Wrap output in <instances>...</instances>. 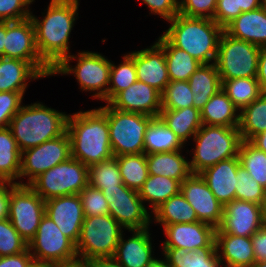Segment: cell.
<instances>
[{"label":"cell","mask_w":266,"mask_h":267,"mask_svg":"<svg viewBox=\"0 0 266 267\" xmlns=\"http://www.w3.org/2000/svg\"><path fill=\"white\" fill-rule=\"evenodd\" d=\"M4 57L31 63L44 77L53 70L41 59L35 42V29L30 17L19 21H6Z\"/></svg>","instance_id":"9a60e30c"},{"label":"cell","mask_w":266,"mask_h":267,"mask_svg":"<svg viewBox=\"0 0 266 267\" xmlns=\"http://www.w3.org/2000/svg\"><path fill=\"white\" fill-rule=\"evenodd\" d=\"M66 132L71 156L84 165L89 167L114 157L107 115L100 108L68 114Z\"/></svg>","instance_id":"7a4b0ae2"},{"label":"cell","mask_w":266,"mask_h":267,"mask_svg":"<svg viewBox=\"0 0 266 267\" xmlns=\"http://www.w3.org/2000/svg\"><path fill=\"white\" fill-rule=\"evenodd\" d=\"M151 14L159 15L167 21H171L179 13V0H142Z\"/></svg>","instance_id":"816d5d0a"},{"label":"cell","mask_w":266,"mask_h":267,"mask_svg":"<svg viewBox=\"0 0 266 267\" xmlns=\"http://www.w3.org/2000/svg\"><path fill=\"white\" fill-rule=\"evenodd\" d=\"M155 42L164 50L170 81H188L201 65L185 50L175 47L163 34Z\"/></svg>","instance_id":"f1b7e54d"},{"label":"cell","mask_w":266,"mask_h":267,"mask_svg":"<svg viewBox=\"0 0 266 267\" xmlns=\"http://www.w3.org/2000/svg\"><path fill=\"white\" fill-rule=\"evenodd\" d=\"M122 226L110 215L85 217L76 244L78 259L113 257L122 233Z\"/></svg>","instance_id":"52a82bcc"},{"label":"cell","mask_w":266,"mask_h":267,"mask_svg":"<svg viewBox=\"0 0 266 267\" xmlns=\"http://www.w3.org/2000/svg\"><path fill=\"white\" fill-rule=\"evenodd\" d=\"M235 188L236 200L248 201L264 206L266 189L253 179L242 166L238 167Z\"/></svg>","instance_id":"7bdbcfd3"},{"label":"cell","mask_w":266,"mask_h":267,"mask_svg":"<svg viewBox=\"0 0 266 267\" xmlns=\"http://www.w3.org/2000/svg\"><path fill=\"white\" fill-rule=\"evenodd\" d=\"M73 59L77 60L74 68L69 63ZM110 68L111 61L102 54L83 51L76 56L69 55L66 57L53 69L52 75L74 74L82 91H96L92 97L108 103Z\"/></svg>","instance_id":"ba28073f"},{"label":"cell","mask_w":266,"mask_h":267,"mask_svg":"<svg viewBox=\"0 0 266 267\" xmlns=\"http://www.w3.org/2000/svg\"><path fill=\"white\" fill-rule=\"evenodd\" d=\"M149 267H170L165 259H155Z\"/></svg>","instance_id":"be15d7a7"},{"label":"cell","mask_w":266,"mask_h":267,"mask_svg":"<svg viewBox=\"0 0 266 267\" xmlns=\"http://www.w3.org/2000/svg\"><path fill=\"white\" fill-rule=\"evenodd\" d=\"M181 183L173 178L160 175H149L139 190V196L144 202H149L153 212L171 196L180 192Z\"/></svg>","instance_id":"8d00e7d4"},{"label":"cell","mask_w":266,"mask_h":267,"mask_svg":"<svg viewBox=\"0 0 266 267\" xmlns=\"http://www.w3.org/2000/svg\"><path fill=\"white\" fill-rule=\"evenodd\" d=\"M109 208V214L123 227L129 230L149 228L152 217L139 192L126 185H117V188L101 189Z\"/></svg>","instance_id":"5bb4252c"},{"label":"cell","mask_w":266,"mask_h":267,"mask_svg":"<svg viewBox=\"0 0 266 267\" xmlns=\"http://www.w3.org/2000/svg\"><path fill=\"white\" fill-rule=\"evenodd\" d=\"M135 61L137 80L161 94L170 82L164 50L155 42L150 48L128 54Z\"/></svg>","instance_id":"44dd1931"},{"label":"cell","mask_w":266,"mask_h":267,"mask_svg":"<svg viewBox=\"0 0 266 267\" xmlns=\"http://www.w3.org/2000/svg\"><path fill=\"white\" fill-rule=\"evenodd\" d=\"M180 192L195 210L198 221L216 229L221 225L224 206L216 199L200 174H191L184 179Z\"/></svg>","instance_id":"2e32d148"},{"label":"cell","mask_w":266,"mask_h":267,"mask_svg":"<svg viewBox=\"0 0 266 267\" xmlns=\"http://www.w3.org/2000/svg\"><path fill=\"white\" fill-rule=\"evenodd\" d=\"M238 129L245 141L266 130V93L240 111Z\"/></svg>","instance_id":"d590c367"},{"label":"cell","mask_w":266,"mask_h":267,"mask_svg":"<svg viewBox=\"0 0 266 267\" xmlns=\"http://www.w3.org/2000/svg\"><path fill=\"white\" fill-rule=\"evenodd\" d=\"M44 76L29 62L15 58L0 57V92L25 93L28 79Z\"/></svg>","instance_id":"484cf974"},{"label":"cell","mask_w":266,"mask_h":267,"mask_svg":"<svg viewBox=\"0 0 266 267\" xmlns=\"http://www.w3.org/2000/svg\"><path fill=\"white\" fill-rule=\"evenodd\" d=\"M87 264L88 267H122L113 257L94 258Z\"/></svg>","instance_id":"6f0895ef"},{"label":"cell","mask_w":266,"mask_h":267,"mask_svg":"<svg viewBox=\"0 0 266 267\" xmlns=\"http://www.w3.org/2000/svg\"><path fill=\"white\" fill-rule=\"evenodd\" d=\"M200 113L202 124L226 127L239 126L238 109L222 88L210 98Z\"/></svg>","instance_id":"f546056e"},{"label":"cell","mask_w":266,"mask_h":267,"mask_svg":"<svg viewBox=\"0 0 266 267\" xmlns=\"http://www.w3.org/2000/svg\"><path fill=\"white\" fill-rule=\"evenodd\" d=\"M152 213L155 216L154 220L163 227L165 225L194 223L198 221L195 210L181 192L171 196Z\"/></svg>","instance_id":"e575fe53"},{"label":"cell","mask_w":266,"mask_h":267,"mask_svg":"<svg viewBox=\"0 0 266 267\" xmlns=\"http://www.w3.org/2000/svg\"><path fill=\"white\" fill-rule=\"evenodd\" d=\"M159 118L180 140L186 144L201 128V113L197 108L186 107L179 110L162 109Z\"/></svg>","instance_id":"1f68e13d"},{"label":"cell","mask_w":266,"mask_h":267,"mask_svg":"<svg viewBox=\"0 0 266 267\" xmlns=\"http://www.w3.org/2000/svg\"><path fill=\"white\" fill-rule=\"evenodd\" d=\"M164 259L170 267H223L216 251V243L201 250L163 248Z\"/></svg>","instance_id":"4dcf8cb0"},{"label":"cell","mask_w":266,"mask_h":267,"mask_svg":"<svg viewBox=\"0 0 266 267\" xmlns=\"http://www.w3.org/2000/svg\"><path fill=\"white\" fill-rule=\"evenodd\" d=\"M255 261L266 260V224L259 228L252 236Z\"/></svg>","instance_id":"db71d44e"},{"label":"cell","mask_w":266,"mask_h":267,"mask_svg":"<svg viewBox=\"0 0 266 267\" xmlns=\"http://www.w3.org/2000/svg\"><path fill=\"white\" fill-rule=\"evenodd\" d=\"M250 142L266 153V130L254 136Z\"/></svg>","instance_id":"91938a15"},{"label":"cell","mask_w":266,"mask_h":267,"mask_svg":"<svg viewBox=\"0 0 266 267\" xmlns=\"http://www.w3.org/2000/svg\"><path fill=\"white\" fill-rule=\"evenodd\" d=\"M34 0H0V21H19L31 15L29 5Z\"/></svg>","instance_id":"681fc988"},{"label":"cell","mask_w":266,"mask_h":267,"mask_svg":"<svg viewBox=\"0 0 266 267\" xmlns=\"http://www.w3.org/2000/svg\"><path fill=\"white\" fill-rule=\"evenodd\" d=\"M6 21H0V57H4Z\"/></svg>","instance_id":"94428289"},{"label":"cell","mask_w":266,"mask_h":267,"mask_svg":"<svg viewBox=\"0 0 266 267\" xmlns=\"http://www.w3.org/2000/svg\"><path fill=\"white\" fill-rule=\"evenodd\" d=\"M250 267H266V260L255 261Z\"/></svg>","instance_id":"e7e4bbea"},{"label":"cell","mask_w":266,"mask_h":267,"mask_svg":"<svg viewBox=\"0 0 266 267\" xmlns=\"http://www.w3.org/2000/svg\"><path fill=\"white\" fill-rule=\"evenodd\" d=\"M45 215V200L29 185L10 183L8 219L27 243Z\"/></svg>","instance_id":"7c38bea8"},{"label":"cell","mask_w":266,"mask_h":267,"mask_svg":"<svg viewBox=\"0 0 266 267\" xmlns=\"http://www.w3.org/2000/svg\"><path fill=\"white\" fill-rule=\"evenodd\" d=\"M115 158L118 161L123 184L139 192L149 176L146 154H125Z\"/></svg>","instance_id":"74e56055"},{"label":"cell","mask_w":266,"mask_h":267,"mask_svg":"<svg viewBox=\"0 0 266 267\" xmlns=\"http://www.w3.org/2000/svg\"><path fill=\"white\" fill-rule=\"evenodd\" d=\"M85 217L109 214L108 202L101 190L89 184L79 193Z\"/></svg>","instance_id":"bcb514c9"},{"label":"cell","mask_w":266,"mask_h":267,"mask_svg":"<svg viewBox=\"0 0 266 267\" xmlns=\"http://www.w3.org/2000/svg\"><path fill=\"white\" fill-rule=\"evenodd\" d=\"M224 31L233 38L266 47V11L259 7L243 12Z\"/></svg>","instance_id":"d4e9b609"},{"label":"cell","mask_w":266,"mask_h":267,"mask_svg":"<svg viewBox=\"0 0 266 267\" xmlns=\"http://www.w3.org/2000/svg\"><path fill=\"white\" fill-rule=\"evenodd\" d=\"M192 139L196 144L192 161H189L192 174H199L220 161L238 157L242 141L238 127L205 124Z\"/></svg>","instance_id":"5b68a950"},{"label":"cell","mask_w":266,"mask_h":267,"mask_svg":"<svg viewBox=\"0 0 266 267\" xmlns=\"http://www.w3.org/2000/svg\"><path fill=\"white\" fill-rule=\"evenodd\" d=\"M242 13L238 0H217L213 20L223 29Z\"/></svg>","instance_id":"f907efd6"},{"label":"cell","mask_w":266,"mask_h":267,"mask_svg":"<svg viewBox=\"0 0 266 267\" xmlns=\"http://www.w3.org/2000/svg\"><path fill=\"white\" fill-rule=\"evenodd\" d=\"M21 156L18 144L12 136L11 130L0 128V179L4 182L16 184L21 171Z\"/></svg>","instance_id":"836d02e7"},{"label":"cell","mask_w":266,"mask_h":267,"mask_svg":"<svg viewBox=\"0 0 266 267\" xmlns=\"http://www.w3.org/2000/svg\"><path fill=\"white\" fill-rule=\"evenodd\" d=\"M260 7L266 11V0H260Z\"/></svg>","instance_id":"03108f58"},{"label":"cell","mask_w":266,"mask_h":267,"mask_svg":"<svg viewBox=\"0 0 266 267\" xmlns=\"http://www.w3.org/2000/svg\"><path fill=\"white\" fill-rule=\"evenodd\" d=\"M45 214L75 245L85 218L79 194L51 198L45 201Z\"/></svg>","instance_id":"ac0fdd59"},{"label":"cell","mask_w":266,"mask_h":267,"mask_svg":"<svg viewBox=\"0 0 266 267\" xmlns=\"http://www.w3.org/2000/svg\"><path fill=\"white\" fill-rule=\"evenodd\" d=\"M217 0H179V13L188 17L213 19Z\"/></svg>","instance_id":"7dc6e473"},{"label":"cell","mask_w":266,"mask_h":267,"mask_svg":"<svg viewBox=\"0 0 266 267\" xmlns=\"http://www.w3.org/2000/svg\"><path fill=\"white\" fill-rule=\"evenodd\" d=\"M168 22L171 25L163 35L175 47L185 50L201 64L215 63L224 29L213 19L188 17L178 13Z\"/></svg>","instance_id":"3957f363"},{"label":"cell","mask_w":266,"mask_h":267,"mask_svg":"<svg viewBox=\"0 0 266 267\" xmlns=\"http://www.w3.org/2000/svg\"><path fill=\"white\" fill-rule=\"evenodd\" d=\"M178 151L146 154L149 175H160L178 180L180 183L192 172L189 161Z\"/></svg>","instance_id":"4316f807"},{"label":"cell","mask_w":266,"mask_h":267,"mask_svg":"<svg viewBox=\"0 0 266 267\" xmlns=\"http://www.w3.org/2000/svg\"><path fill=\"white\" fill-rule=\"evenodd\" d=\"M65 112L41 103L22 105L8 128L21 152L63 135L67 128Z\"/></svg>","instance_id":"277c9868"},{"label":"cell","mask_w":266,"mask_h":267,"mask_svg":"<svg viewBox=\"0 0 266 267\" xmlns=\"http://www.w3.org/2000/svg\"><path fill=\"white\" fill-rule=\"evenodd\" d=\"M260 7V0H238V8L242 13L255 10Z\"/></svg>","instance_id":"680465c9"},{"label":"cell","mask_w":266,"mask_h":267,"mask_svg":"<svg viewBox=\"0 0 266 267\" xmlns=\"http://www.w3.org/2000/svg\"><path fill=\"white\" fill-rule=\"evenodd\" d=\"M89 185L99 190L117 188L124 185L115 157L89 166Z\"/></svg>","instance_id":"60d3db41"},{"label":"cell","mask_w":266,"mask_h":267,"mask_svg":"<svg viewBox=\"0 0 266 267\" xmlns=\"http://www.w3.org/2000/svg\"><path fill=\"white\" fill-rule=\"evenodd\" d=\"M257 80L261 91L266 93V47H261L259 53Z\"/></svg>","instance_id":"11a10c76"},{"label":"cell","mask_w":266,"mask_h":267,"mask_svg":"<svg viewBox=\"0 0 266 267\" xmlns=\"http://www.w3.org/2000/svg\"><path fill=\"white\" fill-rule=\"evenodd\" d=\"M188 83L193 92V107L199 110L222 88L215 63L201 64L190 76Z\"/></svg>","instance_id":"83f0119b"},{"label":"cell","mask_w":266,"mask_h":267,"mask_svg":"<svg viewBox=\"0 0 266 267\" xmlns=\"http://www.w3.org/2000/svg\"><path fill=\"white\" fill-rule=\"evenodd\" d=\"M238 158L249 175L266 189V153L250 141H241Z\"/></svg>","instance_id":"ab89813d"},{"label":"cell","mask_w":266,"mask_h":267,"mask_svg":"<svg viewBox=\"0 0 266 267\" xmlns=\"http://www.w3.org/2000/svg\"><path fill=\"white\" fill-rule=\"evenodd\" d=\"M34 259L29 249L20 254L0 257V267H30Z\"/></svg>","instance_id":"f5cc1de1"},{"label":"cell","mask_w":266,"mask_h":267,"mask_svg":"<svg viewBox=\"0 0 266 267\" xmlns=\"http://www.w3.org/2000/svg\"><path fill=\"white\" fill-rule=\"evenodd\" d=\"M261 47L222 32L215 60L220 79L257 78Z\"/></svg>","instance_id":"30bf717a"},{"label":"cell","mask_w":266,"mask_h":267,"mask_svg":"<svg viewBox=\"0 0 266 267\" xmlns=\"http://www.w3.org/2000/svg\"><path fill=\"white\" fill-rule=\"evenodd\" d=\"M28 249L34 262L47 267L78 259L76 245L46 214L39 224L37 233L28 242Z\"/></svg>","instance_id":"8fae6325"},{"label":"cell","mask_w":266,"mask_h":267,"mask_svg":"<svg viewBox=\"0 0 266 267\" xmlns=\"http://www.w3.org/2000/svg\"><path fill=\"white\" fill-rule=\"evenodd\" d=\"M131 232L133 235L127 240H124L122 233L113 258L122 267H149L156 259L152 256V238L149 229L131 230Z\"/></svg>","instance_id":"7402d4cb"},{"label":"cell","mask_w":266,"mask_h":267,"mask_svg":"<svg viewBox=\"0 0 266 267\" xmlns=\"http://www.w3.org/2000/svg\"><path fill=\"white\" fill-rule=\"evenodd\" d=\"M215 243L224 267H250L255 262L251 237L215 233Z\"/></svg>","instance_id":"cb8c5ba5"},{"label":"cell","mask_w":266,"mask_h":267,"mask_svg":"<svg viewBox=\"0 0 266 267\" xmlns=\"http://www.w3.org/2000/svg\"><path fill=\"white\" fill-rule=\"evenodd\" d=\"M183 147L184 143L159 117L151 121L144 136L145 154L178 151Z\"/></svg>","instance_id":"d6a6232c"},{"label":"cell","mask_w":266,"mask_h":267,"mask_svg":"<svg viewBox=\"0 0 266 267\" xmlns=\"http://www.w3.org/2000/svg\"><path fill=\"white\" fill-rule=\"evenodd\" d=\"M161 97L162 109L179 110L193 106V92L188 81H170Z\"/></svg>","instance_id":"ee69618b"},{"label":"cell","mask_w":266,"mask_h":267,"mask_svg":"<svg viewBox=\"0 0 266 267\" xmlns=\"http://www.w3.org/2000/svg\"><path fill=\"white\" fill-rule=\"evenodd\" d=\"M239 166V158L233 157L220 161L199 173L223 206L235 199L236 175Z\"/></svg>","instance_id":"603a6c76"},{"label":"cell","mask_w":266,"mask_h":267,"mask_svg":"<svg viewBox=\"0 0 266 267\" xmlns=\"http://www.w3.org/2000/svg\"><path fill=\"white\" fill-rule=\"evenodd\" d=\"M78 6L79 0H51L42 20L30 15L37 51L52 70L71 54L68 42L78 17Z\"/></svg>","instance_id":"6da1fadb"},{"label":"cell","mask_w":266,"mask_h":267,"mask_svg":"<svg viewBox=\"0 0 266 267\" xmlns=\"http://www.w3.org/2000/svg\"><path fill=\"white\" fill-rule=\"evenodd\" d=\"M10 183H0V219L8 218Z\"/></svg>","instance_id":"9f6ffc18"},{"label":"cell","mask_w":266,"mask_h":267,"mask_svg":"<svg viewBox=\"0 0 266 267\" xmlns=\"http://www.w3.org/2000/svg\"><path fill=\"white\" fill-rule=\"evenodd\" d=\"M100 109L107 115L109 138L114 157L144 153V136L155 118L112 108L108 103Z\"/></svg>","instance_id":"8992f818"},{"label":"cell","mask_w":266,"mask_h":267,"mask_svg":"<svg viewBox=\"0 0 266 267\" xmlns=\"http://www.w3.org/2000/svg\"><path fill=\"white\" fill-rule=\"evenodd\" d=\"M49 267H88V264L85 260H80L77 259L72 262H67V263H61V264H54Z\"/></svg>","instance_id":"6125c7cd"},{"label":"cell","mask_w":266,"mask_h":267,"mask_svg":"<svg viewBox=\"0 0 266 267\" xmlns=\"http://www.w3.org/2000/svg\"><path fill=\"white\" fill-rule=\"evenodd\" d=\"M137 81L135 61L128 55H124L123 62L119 65L112 64L110 68L108 103L121 91L125 90Z\"/></svg>","instance_id":"b9f144b4"},{"label":"cell","mask_w":266,"mask_h":267,"mask_svg":"<svg viewBox=\"0 0 266 267\" xmlns=\"http://www.w3.org/2000/svg\"><path fill=\"white\" fill-rule=\"evenodd\" d=\"M27 249V241L20 236L10 220L0 219V257L20 254Z\"/></svg>","instance_id":"f6af8a7d"},{"label":"cell","mask_w":266,"mask_h":267,"mask_svg":"<svg viewBox=\"0 0 266 267\" xmlns=\"http://www.w3.org/2000/svg\"><path fill=\"white\" fill-rule=\"evenodd\" d=\"M30 267H47L34 262Z\"/></svg>","instance_id":"a7ac6f4b"},{"label":"cell","mask_w":266,"mask_h":267,"mask_svg":"<svg viewBox=\"0 0 266 267\" xmlns=\"http://www.w3.org/2000/svg\"><path fill=\"white\" fill-rule=\"evenodd\" d=\"M23 96L21 92H0V128L9 126L11 119L22 107Z\"/></svg>","instance_id":"c3c4849f"},{"label":"cell","mask_w":266,"mask_h":267,"mask_svg":"<svg viewBox=\"0 0 266 267\" xmlns=\"http://www.w3.org/2000/svg\"><path fill=\"white\" fill-rule=\"evenodd\" d=\"M89 167L72 156L40 174L29 186L45 201L79 194L89 184Z\"/></svg>","instance_id":"9c48e42d"},{"label":"cell","mask_w":266,"mask_h":267,"mask_svg":"<svg viewBox=\"0 0 266 267\" xmlns=\"http://www.w3.org/2000/svg\"><path fill=\"white\" fill-rule=\"evenodd\" d=\"M221 82L222 90L239 112L263 93L257 78L221 79Z\"/></svg>","instance_id":"f35d334b"},{"label":"cell","mask_w":266,"mask_h":267,"mask_svg":"<svg viewBox=\"0 0 266 267\" xmlns=\"http://www.w3.org/2000/svg\"><path fill=\"white\" fill-rule=\"evenodd\" d=\"M70 157L71 142L67 132L36 147L26 149L21 156L19 179L27 176L28 183L18 181L16 184L29 185L40 174Z\"/></svg>","instance_id":"4fadbf2b"},{"label":"cell","mask_w":266,"mask_h":267,"mask_svg":"<svg viewBox=\"0 0 266 267\" xmlns=\"http://www.w3.org/2000/svg\"><path fill=\"white\" fill-rule=\"evenodd\" d=\"M263 212H264V221H265V224H266V199H265V203H264V206H263Z\"/></svg>","instance_id":"003e7915"},{"label":"cell","mask_w":266,"mask_h":267,"mask_svg":"<svg viewBox=\"0 0 266 267\" xmlns=\"http://www.w3.org/2000/svg\"><path fill=\"white\" fill-rule=\"evenodd\" d=\"M108 104L118 110L157 118L162 110V97L159 91L137 80L119 92Z\"/></svg>","instance_id":"d6986e66"},{"label":"cell","mask_w":266,"mask_h":267,"mask_svg":"<svg viewBox=\"0 0 266 267\" xmlns=\"http://www.w3.org/2000/svg\"><path fill=\"white\" fill-rule=\"evenodd\" d=\"M163 228L167 237L163 248L194 251L210 247L215 242L216 228L202 221L165 225Z\"/></svg>","instance_id":"ffe728a7"},{"label":"cell","mask_w":266,"mask_h":267,"mask_svg":"<svg viewBox=\"0 0 266 267\" xmlns=\"http://www.w3.org/2000/svg\"><path fill=\"white\" fill-rule=\"evenodd\" d=\"M264 224L263 206L234 199L224 206L222 223L216 233L251 237Z\"/></svg>","instance_id":"e0dca14e"}]
</instances>
